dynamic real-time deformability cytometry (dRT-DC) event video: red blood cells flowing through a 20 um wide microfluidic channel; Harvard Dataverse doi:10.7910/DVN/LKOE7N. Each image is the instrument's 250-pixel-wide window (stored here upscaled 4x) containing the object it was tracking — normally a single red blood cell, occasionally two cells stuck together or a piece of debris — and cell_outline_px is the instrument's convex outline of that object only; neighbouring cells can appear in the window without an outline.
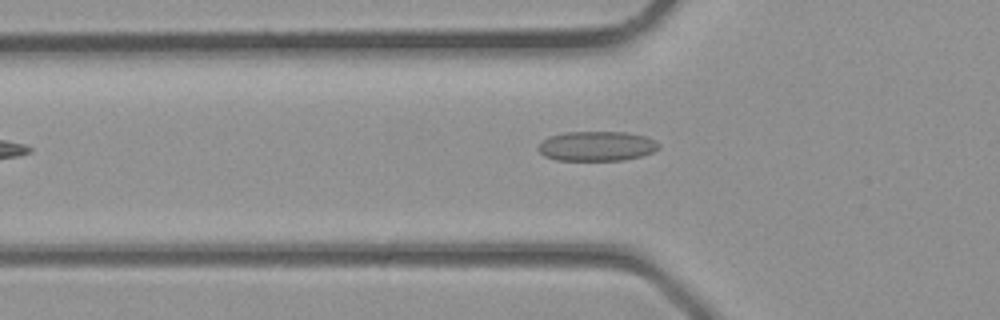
{"species": "common noctule bat (a hibernating species)", "species_latin": "Nyctalus noctula", "temperature_condition": "room temperature", "stored_images_in_passage": 2, "camera_frame_rate_fps": 3000, "um_per_image_px": 0.085, "animal": {"sex": "male", "body_mass_g": 23.1, "forearm_length_mm": 52.7}, "frame": {"image": 1, "passage_image": 2, "time_ms": 0.333, "image_size_px": [1000, 320], "cell_outline_px": [[660, 148], [644, 156], [624, 160], [556, 160], [544, 156], [536, 148], [548, 136], [564, 132], [624, 132], [644, 136], [656, 140], [660, 144]], "centroid_in_image_um": [50.74, 12.42], "position_along_channel_um": 75.1, "area_um2": 21.04}}